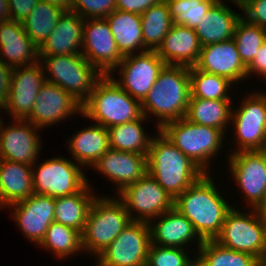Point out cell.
<instances>
[{
    "label": "cell",
    "mask_w": 266,
    "mask_h": 266,
    "mask_svg": "<svg viewBox=\"0 0 266 266\" xmlns=\"http://www.w3.org/2000/svg\"><path fill=\"white\" fill-rule=\"evenodd\" d=\"M159 130L205 173H210L209 163L224 146L225 135L220 129L192 123L185 117L170 121Z\"/></svg>",
    "instance_id": "6"
},
{
    "label": "cell",
    "mask_w": 266,
    "mask_h": 266,
    "mask_svg": "<svg viewBox=\"0 0 266 266\" xmlns=\"http://www.w3.org/2000/svg\"><path fill=\"white\" fill-rule=\"evenodd\" d=\"M63 12L64 10L60 7L39 0L35 8L23 21L25 32L38 48L53 31Z\"/></svg>",
    "instance_id": "35"
},
{
    "label": "cell",
    "mask_w": 266,
    "mask_h": 266,
    "mask_svg": "<svg viewBox=\"0 0 266 266\" xmlns=\"http://www.w3.org/2000/svg\"><path fill=\"white\" fill-rule=\"evenodd\" d=\"M13 219L27 239L39 245L47 228L54 222L55 198L34 193L25 200L14 203Z\"/></svg>",
    "instance_id": "19"
},
{
    "label": "cell",
    "mask_w": 266,
    "mask_h": 266,
    "mask_svg": "<svg viewBox=\"0 0 266 266\" xmlns=\"http://www.w3.org/2000/svg\"><path fill=\"white\" fill-rule=\"evenodd\" d=\"M195 67L225 77L234 84L247 77V68L241 61L234 39L203 46Z\"/></svg>",
    "instance_id": "21"
},
{
    "label": "cell",
    "mask_w": 266,
    "mask_h": 266,
    "mask_svg": "<svg viewBox=\"0 0 266 266\" xmlns=\"http://www.w3.org/2000/svg\"><path fill=\"white\" fill-rule=\"evenodd\" d=\"M39 0H8L10 19L23 23Z\"/></svg>",
    "instance_id": "43"
},
{
    "label": "cell",
    "mask_w": 266,
    "mask_h": 266,
    "mask_svg": "<svg viewBox=\"0 0 266 266\" xmlns=\"http://www.w3.org/2000/svg\"><path fill=\"white\" fill-rule=\"evenodd\" d=\"M39 61L48 73L46 81L58 85L82 105L103 76L82 54L39 56Z\"/></svg>",
    "instance_id": "7"
},
{
    "label": "cell",
    "mask_w": 266,
    "mask_h": 266,
    "mask_svg": "<svg viewBox=\"0 0 266 266\" xmlns=\"http://www.w3.org/2000/svg\"><path fill=\"white\" fill-rule=\"evenodd\" d=\"M10 20L8 0H0V22Z\"/></svg>",
    "instance_id": "47"
},
{
    "label": "cell",
    "mask_w": 266,
    "mask_h": 266,
    "mask_svg": "<svg viewBox=\"0 0 266 266\" xmlns=\"http://www.w3.org/2000/svg\"><path fill=\"white\" fill-rule=\"evenodd\" d=\"M83 33L81 54L102 75H110L124 56L118 50L107 19H85Z\"/></svg>",
    "instance_id": "14"
},
{
    "label": "cell",
    "mask_w": 266,
    "mask_h": 266,
    "mask_svg": "<svg viewBox=\"0 0 266 266\" xmlns=\"http://www.w3.org/2000/svg\"><path fill=\"white\" fill-rule=\"evenodd\" d=\"M232 100L190 98L185 118L192 123L220 129L223 133L231 121Z\"/></svg>",
    "instance_id": "31"
},
{
    "label": "cell",
    "mask_w": 266,
    "mask_h": 266,
    "mask_svg": "<svg viewBox=\"0 0 266 266\" xmlns=\"http://www.w3.org/2000/svg\"><path fill=\"white\" fill-rule=\"evenodd\" d=\"M261 151L265 154V157H266V139H265V143Z\"/></svg>",
    "instance_id": "52"
},
{
    "label": "cell",
    "mask_w": 266,
    "mask_h": 266,
    "mask_svg": "<svg viewBox=\"0 0 266 266\" xmlns=\"http://www.w3.org/2000/svg\"><path fill=\"white\" fill-rule=\"evenodd\" d=\"M0 208L3 209V208H7V206L5 205V203L3 202V198H2V195H1V192H0Z\"/></svg>",
    "instance_id": "50"
},
{
    "label": "cell",
    "mask_w": 266,
    "mask_h": 266,
    "mask_svg": "<svg viewBox=\"0 0 266 266\" xmlns=\"http://www.w3.org/2000/svg\"><path fill=\"white\" fill-rule=\"evenodd\" d=\"M201 48L194 29L173 24L156 52L165 65L191 68L197 64Z\"/></svg>",
    "instance_id": "24"
},
{
    "label": "cell",
    "mask_w": 266,
    "mask_h": 266,
    "mask_svg": "<svg viewBox=\"0 0 266 266\" xmlns=\"http://www.w3.org/2000/svg\"><path fill=\"white\" fill-rule=\"evenodd\" d=\"M106 19L123 56L137 53L136 49L140 53L147 51L143 43L140 15L116 9Z\"/></svg>",
    "instance_id": "29"
},
{
    "label": "cell",
    "mask_w": 266,
    "mask_h": 266,
    "mask_svg": "<svg viewBox=\"0 0 266 266\" xmlns=\"http://www.w3.org/2000/svg\"><path fill=\"white\" fill-rule=\"evenodd\" d=\"M70 10L84 19L106 18L116 10V0H73Z\"/></svg>",
    "instance_id": "41"
},
{
    "label": "cell",
    "mask_w": 266,
    "mask_h": 266,
    "mask_svg": "<svg viewBox=\"0 0 266 266\" xmlns=\"http://www.w3.org/2000/svg\"><path fill=\"white\" fill-rule=\"evenodd\" d=\"M223 0H218L197 24L194 31L201 46L233 39L234 29L241 13L232 11Z\"/></svg>",
    "instance_id": "26"
},
{
    "label": "cell",
    "mask_w": 266,
    "mask_h": 266,
    "mask_svg": "<svg viewBox=\"0 0 266 266\" xmlns=\"http://www.w3.org/2000/svg\"><path fill=\"white\" fill-rule=\"evenodd\" d=\"M40 247L53 252V256L65 259L83 252L81 246V233L70 227L57 222H52L46 230Z\"/></svg>",
    "instance_id": "36"
},
{
    "label": "cell",
    "mask_w": 266,
    "mask_h": 266,
    "mask_svg": "<svg viewBox=\"0 0 266 266\" xmlns=\"http://www.w3.org/2000/svg\"><path fill=\"white\" fill-rule=\"evenodd\" d=\"M196 255V266H263L255 256L232 250L215 240L203 241Z\"/></svg>",
    "instance_id": "33"
},
{
    "label": "cell",
    "mask_w": 266,
    "mask_h": 266,
    "mask_svg": "<svg viewBox=\"0 0 266 266\" xmlns=\"http://www.w3.org/2000/svg\"><path fill=\"white\" fill-rule=\"evenodd\" d=\"M191 97L189 68L165 65L156 82L141 102L143 115L158 118L156 129L164 124L186 116Z\"/></svg>",
    "instance_id": "3"
},
{
    "label": "cell",
    "mask_w": 266,
    "mask_h": 266,
    "mask_svg": "<svg viewBox=\"0 0 266 266\" xmlns=\"http://www.w3.org/2000/svg\"><path fill=\"white\" fill-rule=\"evenodd\" d=\"M191 80V97L208 100H231L228 90L234 84L229 79L198 70L196 67L189 68Z\"/></svg>",
    "instance_id": "37"
},
{
    "label": "cell",
    "mask_w": 266,
    "mask_h": 266,
    "mask_svg": "<svg viewBox=\"0 0 266 266\" xmlns=\"http://www.w3.org/2000/svg\"><path fill=\"white\" fill-rule=\"evenodd\" d=\"M143 43L146 50L157 51L173 25L168 4L161 0L140 14Z\"/></svg>",
    "instance_id": "34"
},
{
    "label": "cell",
    "mask_w": 266,
    "mask_h": 266,
    "mask_svg": "<svg viewBox=\"0 0 266 266\" xmlns=\"http://www.w3.org/2000/svg\"><path fill=\"white\" fill-rule=\"evenodd\" d=\"M184 248L161 247L151 244L146 266H196V259H191Z\"/></svg>",
    "instance_id": "40"
},
{
    "label": "cell",
    "mask_w": 266,
    "mask_h": 266,
    "mask_svg": "<svg viewBox=\"0 0 266 266\" xmlns=\"http://www.w3.org/2000/svg\"><path fill=\"white\" fill-rule=\"evenodd\" d=\"M49 4L56 5L63 9L64 11H70L73 0H42Z\"/></svg>",
    "instance_id": "48"
},
{
    "label": "cell",
    "mask_w": 266,
    "mask_h": 266,
    "mask_svg": "<svg viewBox=\"0 0 266 266\" xmlns=\"http://www.w3.org/2000/svg\"><path fill=\"white\" fill-rule=\"evenodd\" d=\"M43 66L36 64L12 70L9 93L3 109L12 119L25 120L31 113L36 96L46 82Z\"/></svg>",
    "instance_id": "16"
},
{
    "label": "cell",
    "mask_w": 266,
    "mask_h": 266,
    "mask_svg": "<svg viewBox=\"0 0 266 266\" xmlns=\"http://www.w3.org/2000/svg\"><path fill=\"white\" fill-rule=\"evenodd\" d=\"M238 210L232 207L227 213L215 241L232 250L251 254L264 264L266 262V221L255 209H251L250 213Z\"/></svg>",
    "instance_id": "8"
},
{
    "label": "cell",
    "mask_w": 266,
    "mask_h": 266,
    "mask_svg": "<svg viewBox=\"0 0 266 266\" xmlns=\"http://www.w3.org/2000/svg\"><path fill=\"white\" fill-rule=\"evenodd\" d=\"M144 115L136 120L108 128L109 147L113 150L148 154L153 136L146 135L142 123ZM149 136V137H148Z\"/></svg>",
    "instance_id": "32"
},
{
    "label": "cell",
    "mask_w": 266,
    "mask_h": 266,
    "mask_svg": "<svg viewBox=\"0 0 266 266\" xmlns=\"http://www.w3.org/2000/svg\"><path fill=\"white\" fill-rule=\"evenodd\" d=\"M12 70L0 60V105H4L8 98Z\"/></svg>",
    "instance_id": "46"
},
{
    "label": "cell",
    "mask_w": 266,
    "mask_h": 266,
    "mask_svg": "<svg viewBox=\"0 0 266 266\" xmlns=\"http://www.w3.org/2000/svg\"><path fill=\"white\" fill-rule=\"evenodd\" d=\"M150 245L149 223L131 221L96 257L95 266H146Z\"/></svg>",
    "instance_id": "11"
},
{
    "label": "cell",
    "mask_w": 266,
    "mask_h": 266,
    "mask_svg": "<svg viewBox=\"0 0 266 266\" xmlns=\"http://www.w3.org/2000/svg\"><path fill=\"white\" fill-rule=\"evenodd\" d=\"M147 155L109 148L91 168L94 167L96 171L114 182L119 192L148 173Z\"/></svg>",
    "instance_id": "20"
},
{
    "label": "cell",
    "mask_w": 266,
    "mask_h": 266,
    "mask_svg": "<svg viewBox=\"0 0 266 266\" xmlns=\"http://www.w3.org/2000/svg\"><path fill=\"white\" fill-rule=\"evenodd\" d=\"M82 115V104L58 85L46 81L36 96L30 115L25 119L43 129L66 120L74 114Z\"/></svg>",
    "instance_id": "17"
},
{
    "label": "cell",
    "mask_w": 266,
    "mask_h": 266,
    "mask_svg": "<svg viewBox=\"0 0 266 266\" xmlns=\"http://www.w3.org/2000/svg\"><path fill=\"white\" fill-rule=\"evenodd\" d=\"M0 109H2L3 110V105H0ZM3 117H0V124H1V122L3 121V119H2Z\"/></svg>",
    "instance_id": "53"
},
{
    "label": "cell",
    "mask_w": 266,
    "mask_h": 266,
    "mask_svg": "<svg viewBox=\"0 0 266 266\" xmlns=\"http://www.w3.org/2000/svg\"><path fill=\"white\" fill-rule=\"evenodd\" d=\"M0 192L7 207L32 196V166L0 159Z\"/></svg>",
    "instance_id": "28"
},
{
    "label": "cell",
    "mask_w": 266,
    "mask_h": 266,
    "mask_svg": "<svg viewBox=\"0 0 266 266\" xmlns=\"http://www.w3.org/2000/svg\"><path fill=\"white\" fill-rule=\"evenodd\" d=\"M82 116L108 129L139 119L143 113L141 102L124 91L113 75H103L82 105Z\"/></svg>",
    "instance_id": "4"
},
{
    "label": "cell",
    "mask_w": 266,
    "mask_h": 266,
    "mask_svg": "<svg viewBox=\"0 0 266 266\" xmlns=\"http://www.w3.org/2000/svg\"><path fill=\"white\" fill-rule=\"evenodd\" d=\"M85 19L64 11L48 38L38 48L39 56L81 54Z\"/></svg>",
    "instance_id": "25"
},
{
    "label": "cell",
    "mask_w": 266,
    "mask_h": 266,
    "mask_svg": "<svg viewBox=\"0 0 266 266\" xmlns=\"http://www.w3.org/2000/svg\"><path fill=\"white\" fill-rule=\"evenodd\" d=\"M68 139V148L75 162L92 167L109 147L108 129L99 124L82 128Z\"/></svg>",
    "instance_id": "27"
},
{
    "label": "cell",
    "mask_w": 266,
    "mask_h": 266,
    "mask_svg": "<svg viewBox=\"0 0 266 266\" xmlns=\"http://www.w3.org/2000/svg\"><path fill=\"white\" fill-rule=\"evenodd\" d=\"M233 180L245 194L247 207L256 209L266 193V157L261 150L229 153Z\"/></svg>",
    "instance_id": "15"
},
{
    "label": "cell",
    "mask_w": 266,
    "mask_h": 266,
    "mask_svg": "<svg viewBox=\"0 0 266 266\" xmlns=\"http://www.w3.org/2000/svg\"><path fill=\"white\" fill-rule=\"evenodd\" d=\"M255 210L266 221V193L264 194L262 202Z\"/></svg>",
    "instance_id": "49"
},
{
    "label": "cell",
    "mask_w": 266,
    "mask_h": 266,
    "mask_svg": "<svg viewBox=\"0 0 266 266\" xmlns=\"http://www.w3.org/2000/svg\"><path fill=\"white\" fill-rule=\"evenodd\" d=\"M241 9L247 22L266 29V0H242Z\"/></svg>",
    "instance_id": "42"
},
{
    "label": "cell",
    "mask_w": 266,
    "mask_h": 266,
    "mask_svg": "<svg viewBox=\"0 0 266 266\" xmlns=\"http://www.w3.org/2000/svg\"><path fill=\"white\" fill-rule=\"evenodd\" d=\"M233 39L241 61L247 68L260 46L266 42V29L247 22L241 17L236 23Z\"/></svg>",
    "instance_id": "38"
},
{
    "label": "cell",
    "mask_w": 266,
    "mask_h": 266,
    "mask_svg": "<svg viewBox=\"0 0 266 266\" xmlns=\"http://www.w3.org/2000/svg\"><path fill=\"white\" fill-rule=\"evenodd\" d=\"M13 122L6 127L4 120L0 124V159L33 166L42 147L36 131L40 128L22 119Z\"/></svg>",
    "instance_id": "18"
},
{
    "label": "cell",
    "mask_w": 266,
    "mask_h": 266,
    "mask_svg": "<svg viewBox=\"0 0 266 266\" xmlns=\"http://www.w3.org/2000/svg\"><path fill=\"white\" fill-rule=\"evenodd\" d=\"M164 66V61L156 51L147 50L124 56L110 75L120 68L118 70L121 76L120 81L113 79L130 96L142 102L152 89Z\"/></svg>",
    "instance_id": "13"
},
{
    "label": "cell",
    "mask_w": 266,
    "mask_h": 266,
    "mask_svg": "<svg viewBox=\"0 0 266 266\" xmlns=\"http://www.w3.org/2000/svg\"><path fill=\"white\" fill-rule=\"evenodd\" d=\"M70 159L59 156L48 158L39 166L35 163L32 166L34 193L58 198L84 189L88 185V179L82 169L83 166Z\"/></svg>",
    "instance_id": "9"
},
{
    "label": "cell",
    "mask_w": 266,
    "mask_h": 266,
    "mask_svg": "<svg viewBox=\"0 0 266 266\" xmlns=\"http://www.w3.org/2000/svg\"><path fill=\"white\" fill-rule=\"evenodd\" d=\"M160 1L161 0H116V9L140 15Z\"/></svg>",
    "instance_id": "44"
},
{
    "label": "cell",
    "mask_w": 266,
    "mask_h": 266,
    "mask_svg": "<svg viewBox=\"0 0 266 266\" xmlns=\"http://www.w3.org/2000/svg\"><path fill=\"white\" fill-rule=\"evenodd\" d=\"M155 219L159 220L156 222ZM149 226L151 244L186 249L189 243L197 242V251L203 244V240L196 233L193 224L174 207L152 219Z\"/></svg>",
    "instance_id": "22"
},
{
    "label": "cell",
    "mask_w": 266,
    "mask_h": 266,
    "mask_svg": "<svg viewBox=\"0 0 266 266\" xmlns=\"http://www.w3.org/2000/svg\"><path fill=\"white\" fill-rule=\"evenodd\" d=\"M0 60L11 68L39 62L38 47L15 20L0 22Z\"/></svg>",
    "instance_id": "23"
},
{
    "label": "cell",
    "mask_w": 266,
    "mask_h": 266,
    "mask_svg": "<svg viewBox=\"0 0 266 266\" xmlns=\"http://www.w3.org/2000/svg\"><path fill=\"white\" fill-rule=\"evenodd\" d=\"M229 1H232L233 4L235 3L236 6H239V8L241 9L240 2H241L242 0H229Z\"/></svg>",
    "instance_id": "51"
},
{
    "label": "cell",
    "mask_w": 266,
    "mask_h": 266,
    "mask_svg": "<svg viewBox=\"0 0 266 266\" xmlns=\"http://www.w3.org/2000/svg\"><path fill=\"white\" fill-rule=\"evenodd\" d=\"M174 25L195 29L218 0H165Z\"/></svg>",
    "instance_id": "39"
},
{
    "label": "cell",
    "mask_w": 266,
    "mask_h": 266,
    "mask_svg": "<svg viewBox=\"0 0 266 266\" xmlns=\"http://www.w3.org/2000/svg\"><path fill=\"white\" fill-rule=\"evenodd\" d=\"M245 99V100H244ZM231 113L237 148L235 151L262 150L266 139V92L253 93L245 97Z\"/></svg>",
    "instance_id": "12"
},
{
    "label": "cell",
    "mask_w": 266,
    "mask_h": 266,
    "mask_svg": "<svg viewBox=\"0 0 266 266\" xmlns=\"http://www.w3.org/2000/svg\"><path fill=\"white\" fill-rule=\"evenodd\" d=\"M130 222L128 212L117 195L114 199L109 196H97L93 200L81 233L83 252L97 257Z\"/></svg>",
    "instance_id": "5"
},
{
    "label": "cell",
    "mask_w": 266,
    "mask_h": 266,
    "mask_svg": "<svg viewBox=\"0 0 266 266\" xmlns=\"http://www.w3.org/2000/svg\"><path fill=\"white\" fill-rule=\"evenodd\" d=\"M147 155L148 173L173 198L199 180L205 172L158 130Z\"/></svg>",
    "instance_id": "2"
},
{
    "label": "cell",
    "mask_w": 266,
    "mask_h": 266,
    "mask_svg": "<svg viewBox=\"0 0 266 266\" xmlns=\"http://www.w3.org/2000/svg\"><path fill=\"white\" fill-rule=\"evenodd\" d=\"M116 194L126 208L131 221L149 223L174 207V199L149 173Z\"/></svg>",
    "instance_id": "10"
},
{
    "label": "cell",
    "mask_w": 266,
    "mask_h": 266,
    "mask_svg": "<svg viewBox=\"0 0 266 266\" xmlns=\"http://www.w3.org/2000/svg\"><path fill=\"white\" fill-rule=\"evenodd\" d=\"M216 188L213 178L205 173L174 199V208L193 224L203 241L215 240L232 209Z\"/></svg>",
    "instance_id": "1"
},
{
    "label": "cell",
    "mask_w": 266,
    "mask_h": 266,
    "mask_svg": "<svg viewBox=\"0 0 266 266\" xmlns=\"http://www.w3.org/2000/svg\"><path fill=\"white\" fill-rule=\"evenodd\" d=\"M251 74L263 76L262 78L266 80V42L260 46L253 61L247 67V77Z\"/></svg>",
    "instance_id": "45"
},
{
    "label": "cell",
    "mask_w": 266,
    "mask_h": 266,
    "mask_svg": "<svg viewBox=\"0 0 266 266\" xmlns=\"http://www.w3.org/2000/svg\"><path fill=\"white\" fill-rule=\"evenodd\" d=\"M91 189L88 183L78 193L55 198L54 222L70 226L82 233L91 205L96 198Z\"/></svg>",
    "instance_id": "30"
}]
</instances>
